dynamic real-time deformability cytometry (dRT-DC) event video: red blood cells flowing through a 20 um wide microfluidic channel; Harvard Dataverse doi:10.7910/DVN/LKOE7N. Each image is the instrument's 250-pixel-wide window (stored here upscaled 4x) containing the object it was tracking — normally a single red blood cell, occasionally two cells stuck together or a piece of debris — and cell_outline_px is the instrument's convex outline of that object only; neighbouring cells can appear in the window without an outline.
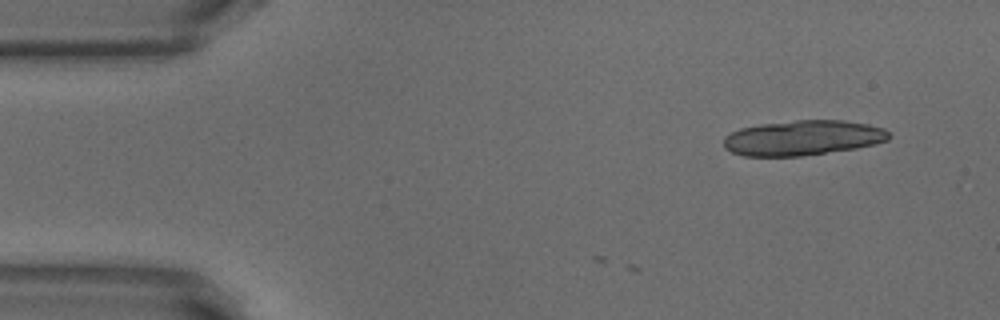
{"species": "common noctule bat (a hibernating species)", "species_latin": "Nyctalus noctula", "temperature_condition": "warm", "stored_images_in_passage": 3, "camera_frame_rate_fps": 3000, "um_per_image_px": 0.085, "animal": {"sex": "male", "body_mass_g": 18.8}, "frame": {"image": 1, "passage_image": 3, "time_ms": 0.667, "image_size_px": [1000, 320], "cell_outline_px": [[892, 136], [888, 140], [856, 148], [800, 156], [744, 156], [732, 152], [724, 148], [724, 136], [740, 128], [760, 124], [796, 120], [844, 120], [868, 124], [884, 128]], "centroid_in_image_um": [68.23, 11.71], "position_along_channel_um": 16.8, "area_um2": 33.76}}